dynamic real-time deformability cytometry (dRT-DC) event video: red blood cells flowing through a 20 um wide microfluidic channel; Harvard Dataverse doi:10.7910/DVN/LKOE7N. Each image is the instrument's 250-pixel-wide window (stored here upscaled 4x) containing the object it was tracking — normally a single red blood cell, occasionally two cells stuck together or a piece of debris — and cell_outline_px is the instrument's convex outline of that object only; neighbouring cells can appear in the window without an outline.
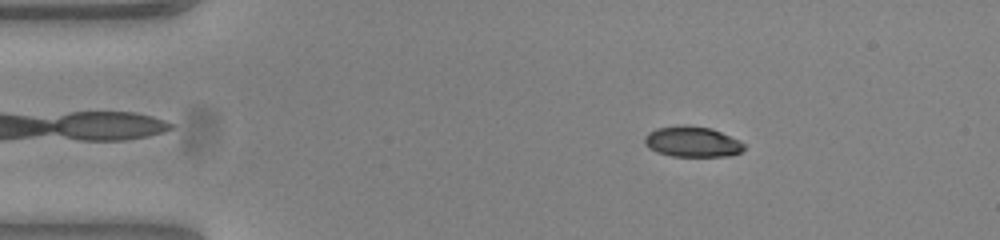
{"species": "common noctule bat (a hibernating species)", "species_latin": "Nyctalus noctula", "temperature_condition": "warm", "stored_images_in_passage": 52, "camera_frame_rate_fps": 3000, "um_per_image_px": 0.085, "animal": {"sex": "female", "body_mass_g": 23.0, "forearm_length_mm": 53.4}, "frame": {"image": 1, "passage_image": 8, "time_ms": 2.333, "image_size_px": [1000, 240], "cell_outline_px": [[744, 148], [740, 152], [728, 156], [672, 156], [656, 152], [648, 148], [644, 144], [644, 136], [648, 132], [656, 128], [676, 124], [684, 124], [712, 128], [740, 140], [744, 144]], "centroid_in_image_um": [58.8, 12.03], "position_along_channel_um": 26.2, "area_um2": 18.03}}
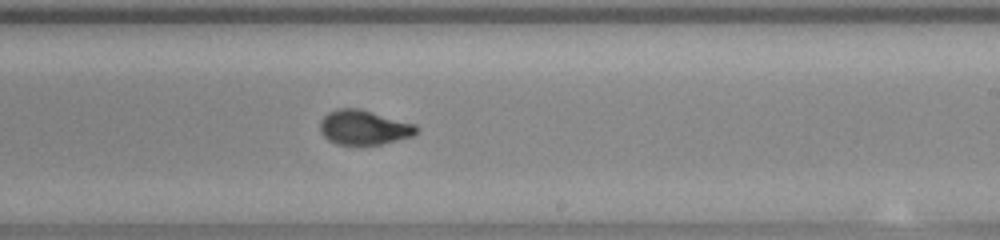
{"frame": {"image": 2, "passage_image": 31, "time_ms": 10.0, "image_size_px": [1000, 240], "cell_outline_px": [[420, 128], [412, 136], [380, 144], [336, 144], [328, 140], [320, 132], [320, 120], [328, 112], [336, 108], [360, 108], [416, 124]], "centroid_in_image_um": [30.92, 10.81], "position_along_channel_um": 258.1, "area_um2": 19.48}}
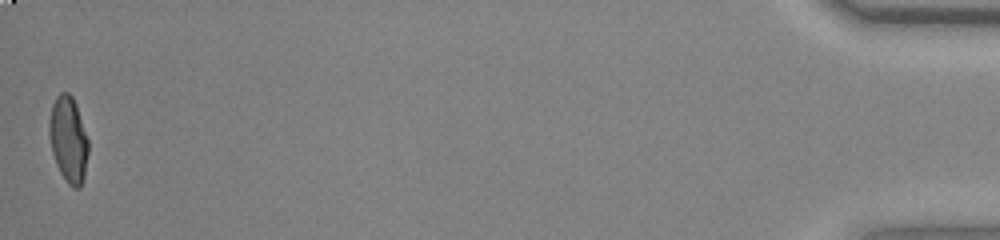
{"frame": {"image": 3, "passage_image": 52, "time_ms": 17.0, "image_size_px": [1000, 240], "cell_outline_px": [[88, 152], [84, 180], [80, 188], [72, 188], [68, 184], [60, 172], [56, 164], [52, 152], [48, 132], [48, 124], [52, 104], [56, 96], [60, 92], [68, 92], [72, 96], [76, 104], [88, 140]], "centroid_in_image_um": [5.81, 11.86], "position_along_channel_um": 429.4, "area_um2": 19.77}, "authors_computed_cell_mechanics": {"area_um2": 19.3919, "velocity_mm_per_s": 3.868, "shape_relaxation_time_tau1_ms": 7.5575, "shape_relaxation_time_tau2_ms": null, "deformation_change_tau1": 0.2767, "deformation_change_tau2": null}}